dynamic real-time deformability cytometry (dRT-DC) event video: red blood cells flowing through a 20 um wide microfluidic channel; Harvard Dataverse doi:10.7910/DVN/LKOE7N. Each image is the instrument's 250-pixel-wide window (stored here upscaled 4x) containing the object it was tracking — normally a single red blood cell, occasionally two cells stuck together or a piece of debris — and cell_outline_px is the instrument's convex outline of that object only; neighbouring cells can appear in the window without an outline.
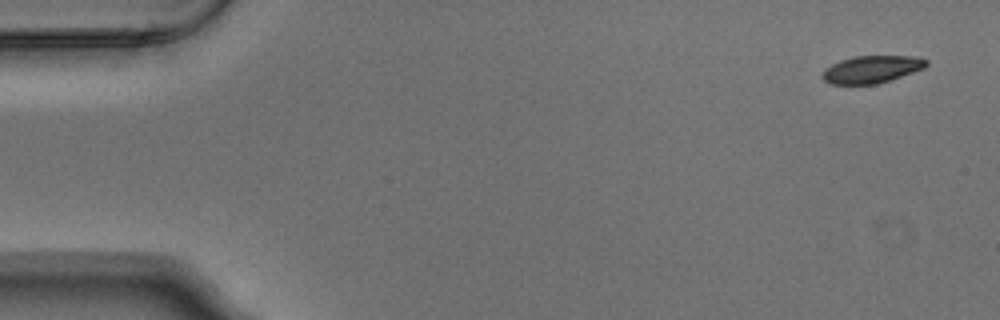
{"species": "Egyptian fruit bat (a non-hibernating species)", "species_latin": "Rousettus aegyptiacus", "temperature_condition": "warm", "stored_images_in_passage": 4, "camera_frame_rate_fps": 3000, "um_per_image_px": 0.085, "animal": {"sex": "male"}, "frame": {"image": 1, "passage_image": 1, "time_ms": 0.0, "image_size_px": [1000, 320], "cell_outline_px": [[928, 64], [924, 68], [876, 84], [832, 84], [824, 80], [820, 76], [832, 64], [840, 60], [852, 56], [920, 56], [928, 60]], "centroid_in_image_um": [74.11, 5.87], "position_along_channel_um": 10.9, "area_um2": 16.42}}
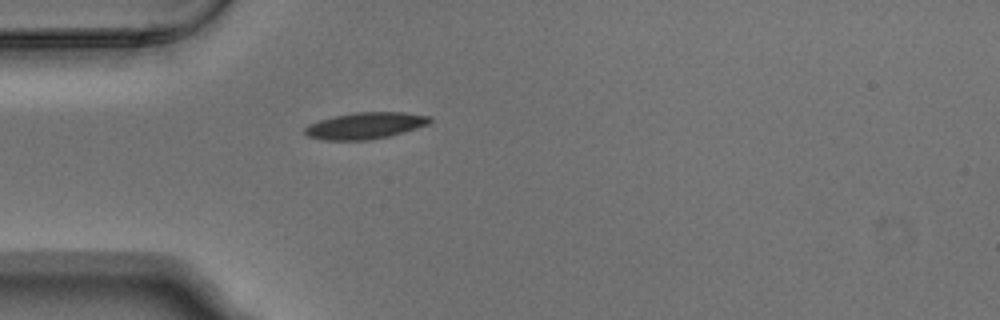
{"frame": {"image": 2, "passage_image": 4, "time_ms": 1.0, "image_size_px": [1000, 320], "cell_outline_px": [[432, 120], [428, 124], [416, 128], [388, 136], [364, 140], [324, 140], [308, 136], [304, 132], [304, 128], [308, 124], [332, 116], [356, 112], [404, 112], [432, 116]], "centroid_in_image_um": [31.03, 10.67], "position_along_channel_um": 54.0, "area_um2": 19.25}}